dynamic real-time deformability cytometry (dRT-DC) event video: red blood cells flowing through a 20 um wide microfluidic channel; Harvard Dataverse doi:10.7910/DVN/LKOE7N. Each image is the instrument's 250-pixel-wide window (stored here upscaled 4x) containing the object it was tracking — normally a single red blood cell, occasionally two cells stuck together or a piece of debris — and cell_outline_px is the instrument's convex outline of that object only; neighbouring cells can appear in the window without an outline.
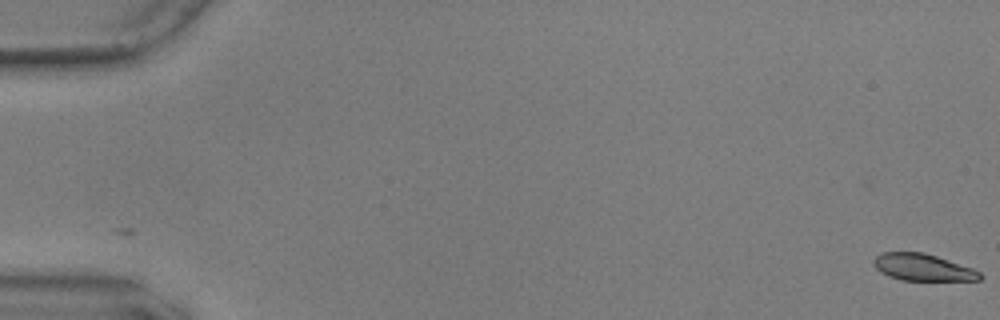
{"species": "common noctule bat (a hibernating species)", "species_latin": "Nyctalus noctula", "temperature_condition": "warm", "stored_images_in_passage": 57, "camera_frame_rate_fps": 3000, "um_per_image_px": 0.085, "animal": {"sex": "male", "body_mass_g": 17.9, "forearm_length_mm": 54.2}, "frame": {"image": 1, "passage_image": 1, "time_ms": 0.0, "image_size_px": [1000, 320], "cell_outline_px": [[984, 276], [980, 280], [900, 280], [888, 276], [880, 272], [872, 264], [872, 260], [880, 252], [924, 252], [972, 268], [980, 272]], "centroid_in_image_um": [78.4, 22.72], "position_along_channel_um": 6.6, "area_um2": 16.7}}
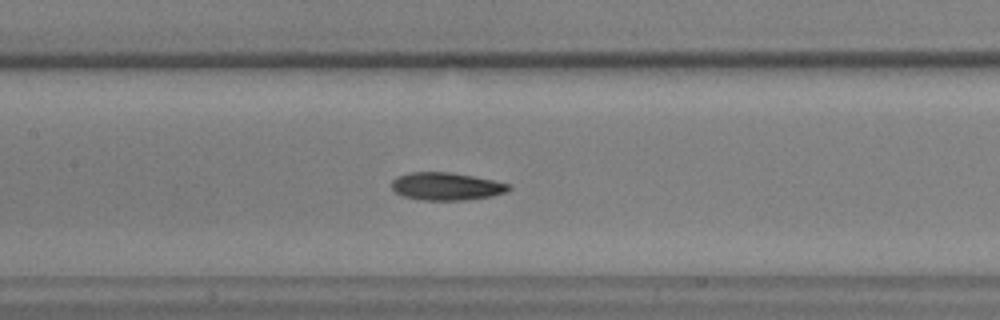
{"frame": {"image": 2, "passage_image": 28, "time_ms": 9.0, "image_size_px": [1000, 320], "cell_outline_px": [[512, 188], [504, 192], [492, 196], [464, 200], [420, 200], [404, 196], [396, 192], [392, 188], [392, 180], [396, 176], [408, 172], [452, 172], [512, 184]], "centroid_in_image_um": [37.93, 15.83], "position_along_channel_um": 169.5, "area_um2": 18.96}}
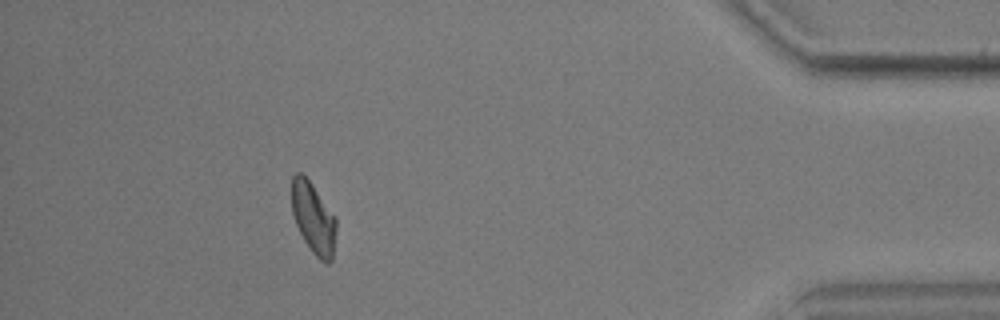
{"frame": {"image": 3, "passage_image": 52, "time_ms": 17.0, "image_size_px": [1000, 320], "cell_outline_px": [[336, 228], [332, 260], [328, 264], [320, 260], [312, 252], [304, 240], [296, 224], [292, 212], [292, 176], [296, 172], [300, 172], [312, 184], [336, 216]], "centroid_in_image_um": [26.64, 18.54], "position_along_channel_um": 408.6, "area_um2": 18.38}, "authors_computed_cell_mechanics": {"area_um2": 18.6116, "velocity_mm_per_s": 3.593, "shape_relaxation_time_tau1_ms": 3.9998, "shape_relaxation_time_tau2_ms": 2.4594, "deformation_change_tau1": 0.1395, "deformation_change_tau2": 0.0672}}